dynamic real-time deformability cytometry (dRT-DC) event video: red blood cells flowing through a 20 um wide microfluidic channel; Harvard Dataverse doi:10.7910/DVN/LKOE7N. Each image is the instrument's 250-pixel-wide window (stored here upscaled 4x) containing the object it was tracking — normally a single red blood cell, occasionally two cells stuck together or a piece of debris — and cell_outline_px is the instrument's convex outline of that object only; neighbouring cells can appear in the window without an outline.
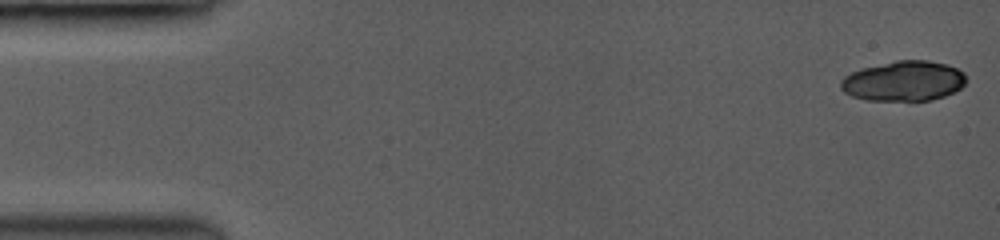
{"species": "common noctule bat (a hibernating species)", "species_latin": "Nyctalus noctula", "temperature_condition": "room temperature", "stored_images_in_passage": 9, "camera_frame_rate_fps": 3500, "um_per_image_px": 0.085, "animal": {"sex": "female", "body_mass_g": 19.0, "forearm_length_mm": 53.3}, "frame": {"image": 1, "passage_image": 1, "time_ms": 0.0, "image_size_px": [1000, 240], "cell_outline_px": [[968, 80], [960, 88], [944, 96], [932, 100], [868, 100], [852, 96], [844, 92], [840, 88], [840, 80], [844, 76], [852, 72], [864, 68], [896, 60], [924, 60], [948, 64], [964, 72]], "centroid_in_image_um": [76.83, 6.88], "position_along_channel_um": 8.2, "area_um2": 29.25}}
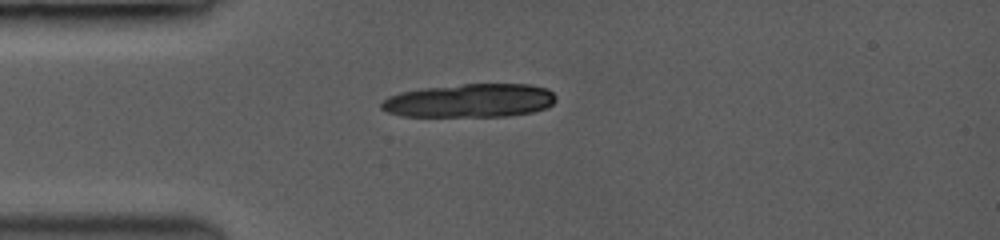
{"frame": {"image": 2, "passage_image": 7, "time_ms": 1.714, "image_size_px": [1000, 240], "cell_outline_px": [[556, 100], [548, 108], [532, 112], [508, 116], [400, 116], [388, 112], [380, 108], [380, 104], [388, 96], [400, 92], [424, 88], [464, 84], [528, 84], [544, 88], [552, 92], [556, 96]], "centroid_in_image_um": [39.94, 8.55], "position_along_channel_um": 45.1, "area_um2": 34.16}}